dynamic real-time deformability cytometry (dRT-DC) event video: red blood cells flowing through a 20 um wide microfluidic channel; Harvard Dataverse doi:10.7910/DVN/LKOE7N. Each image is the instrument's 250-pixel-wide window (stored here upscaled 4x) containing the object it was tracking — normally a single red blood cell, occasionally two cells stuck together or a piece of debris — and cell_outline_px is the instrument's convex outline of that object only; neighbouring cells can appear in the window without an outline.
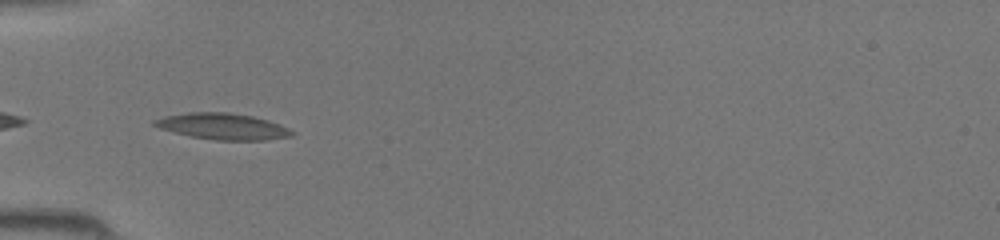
{"species": "common noctule bat (a hibernating species)", "species_latin": "Nyctalus noctula", "temperature_condition": "room temperature", "stored_images_in_passage": 44, "camera_frame_rate_fps": 3000, "um_per_image_px": 0.085, "animal": {"sex": "female", "body_mass_g": 19.5, "forearm_length_mm": 54.1}, "frame": {"image": 1, "passage_image": 15, "time_ms": 4.667, "image_size_px": [1000, 240], "cell_outline_px": [[296, 132], [292, 136], [264, 140], [216, 140], [192, 136], [160, 128], [152, 124], [152, 120], [164, 116], [188, 112], [228, 112], [252, 116], [268, 120], [280, 124]], "centroid_in_image_um": [18.95, 10.73], "position_along_channel_um": 66.0, "area_um2": 20.92}}
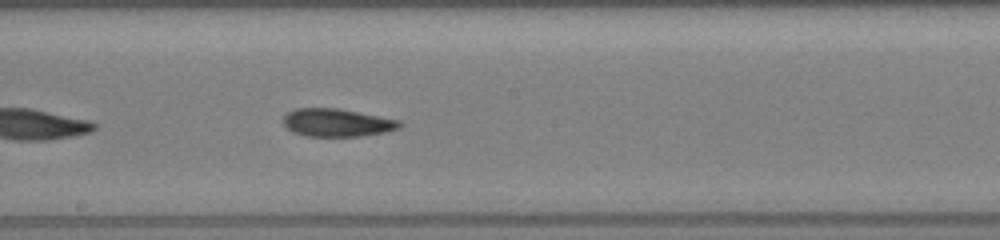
{"frame": {"image": 2, "passage_image": 25, "time_ms": 8.0, "image_size_px": [1000, 240], "cell_outline_px": [[400, 128], [384, 132], [360, 136], [308, 136], [292, 132], [284, 124], [284, 116], [288, 112], [296, 108], [336, 108], [400, 120]], "centroid_in_image_um": [28.63, 10.42], "position_along_channel_um": 219.6, "area_um2": 18.67}}
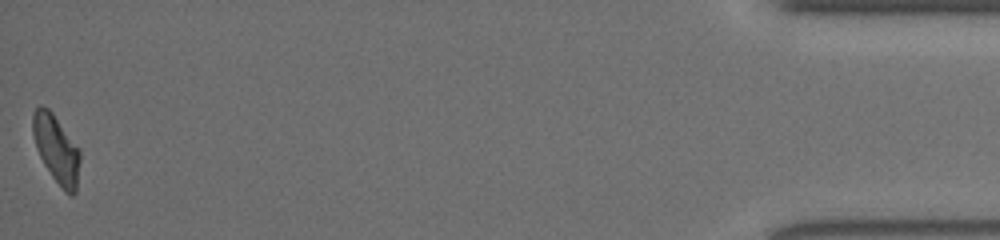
{"frame": {"image": 3, "passage_image": 44, "time_ms": 14.333, "image_size_px": [1000, 240], "cell_outline_px": [[80, 160], [76, 192], [72, 196], [68, 196], [64, 192], [52, 176], [44, 164], [36, 148], [32, 132], [32, 112], [40, 104], [48, 108], [52, 112], [80, 148]], "centroid_in_image_um": [4.8, 12.67], "position_along_channel_um": 430.4, "area_um2": 18.96}}